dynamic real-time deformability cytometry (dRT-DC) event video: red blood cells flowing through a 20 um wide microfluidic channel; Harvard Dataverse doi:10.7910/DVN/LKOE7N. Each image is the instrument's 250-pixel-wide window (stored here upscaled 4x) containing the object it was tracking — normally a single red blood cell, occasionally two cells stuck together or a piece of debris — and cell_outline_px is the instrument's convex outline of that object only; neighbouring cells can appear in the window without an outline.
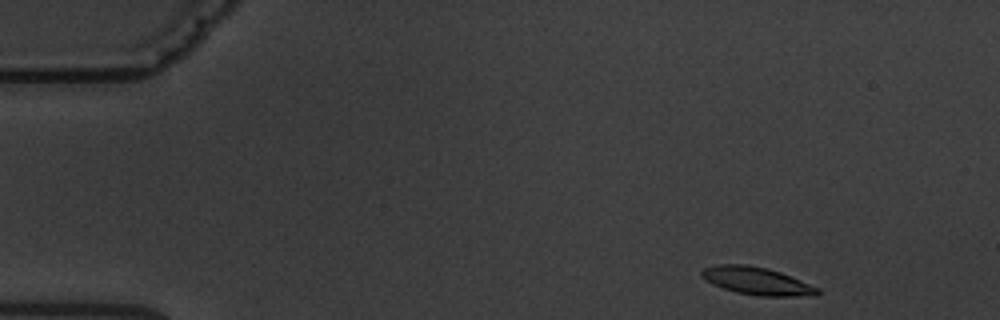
{"species": "common noctule bat (a hibernating species)", "species_latin": "Nyctalus noctula", "temperature_condition": "warm", "stored_images_in_passage": 2, "camera_frame_rate_fps": 3000, "um_per_image_px": 0.085, "animal": {"sex": "male", "body_mass_g": 19.5, "forearm_length_mm": 54.6}, "frame": {"image": 1, "passage_image": 1, "time_ms": 0.0, "image_size_px": [1000, 320], "cell_outline_px": [[820, 292], [816, 296], [760, 296], [736, 292], [712, 284], [704, 280], [700, 276], [700, 272], [704, 268], [720, 264], [748, 264], [768, 268], [780, 272], [820, 288]], "centroid_in_image_um": [64.33, 23.88], "position_along_channel_um": 20.7, "area_um2": 18.79}}